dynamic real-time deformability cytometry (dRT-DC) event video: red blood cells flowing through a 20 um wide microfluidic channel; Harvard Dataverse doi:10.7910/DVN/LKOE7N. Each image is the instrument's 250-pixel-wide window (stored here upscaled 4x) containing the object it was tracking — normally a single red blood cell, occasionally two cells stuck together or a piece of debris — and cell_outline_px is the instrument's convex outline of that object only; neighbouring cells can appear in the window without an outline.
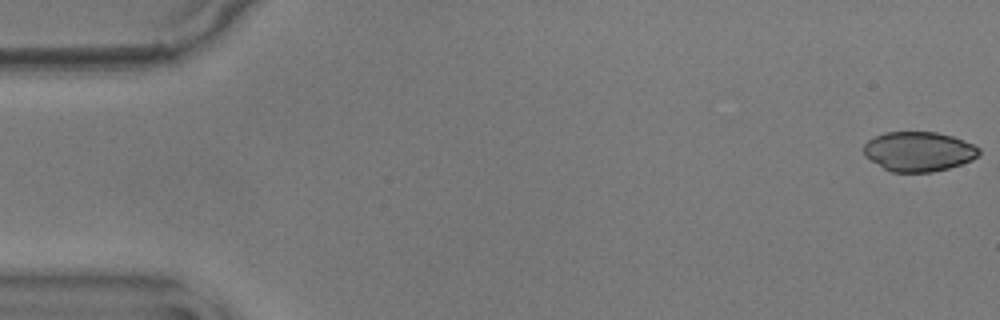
{"species": "common noctule bat (a hibernating species)", "species_latin": "Nyctalus noctula", "temperature_condition": "warm", "stored_images_in_passage": 56, "camera_frame_rate_fps": 3000, "um_per_image_px": 0.085, "animal": {"sex": "male", "body_mass_g": 17.9}, "frame": {"image": 1, "passage_image": 1, "time_ms": 0.0, "image_size_px": [1000, 320], "cell_outline_px": [[980, 152], [972, 160], [948, 168], [932, 172], [892, 172], [884, 168], [864, 156], [864, 144], [868, 140], [884, 132], [936, 132], [952, 136], [972, 144], [980, 148]], "centroid_in_image_um": [78.07, 12.87], "position_along_channel_um": 6.9, "area_um2": 26.47}}
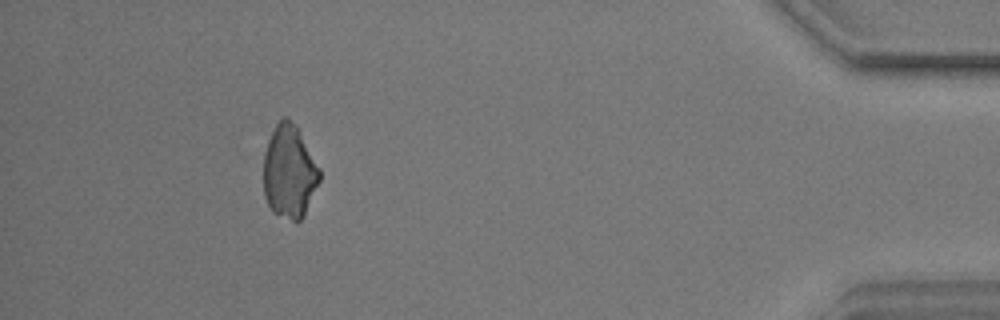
{"frame": {"image": 2, "passage_image": 51, "time_ms": 16.667, "image_size_px": [1000, 320], "cell_outline_px": [[320, 180], [304, 216], [296, 224], [272, 212], [264, 196], [264, 152], [268, 140], [276, 124], [284, 116], [288, 116], [300, 132], [320, 168]], "centroid_in_image_um": [24.59, 14.63], "position_along_channel_um": 410.6, "area_um2": 30.63}}